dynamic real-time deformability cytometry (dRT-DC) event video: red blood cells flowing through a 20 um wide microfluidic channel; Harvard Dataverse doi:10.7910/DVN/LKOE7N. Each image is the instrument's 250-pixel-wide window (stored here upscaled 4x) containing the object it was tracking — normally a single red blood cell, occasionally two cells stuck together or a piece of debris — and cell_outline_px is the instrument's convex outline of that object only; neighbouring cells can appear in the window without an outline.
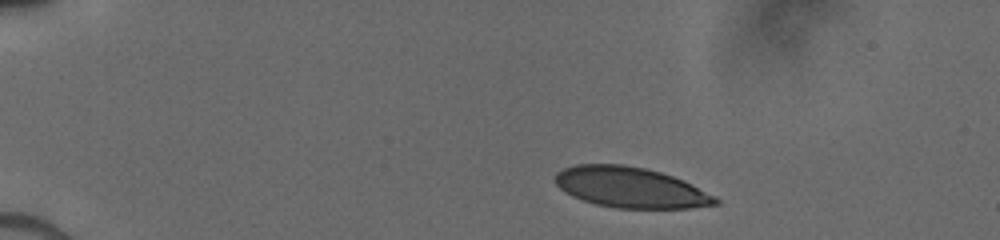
{"species": "human", "species_latin": "Homo sapiens", "temperature_condition": "cold", "stored_images_in_passage": 47, "camera_frame_rate_fps": 3000, "um_per_image_px": 0.085, "donor": {"sex": "male"}, "frame": {"image": 1, "passage_image": 1, "time_ms": 0.0, "image_size_px": [1000, 240], "cell_outline_px": [[720, 204], [688, 208], [616, 208], [596, 204], [572, 196], [564, 192], [556, 184], [556, 172], [564, 168], [576, 164], [624, 164], [644, 168], [660, 172], [684, 180], [716, 196], [720, 200]], "centroid_in_image_um": [53.61, 15.93], "position_along_channel_um": 31.4, "area_um2": 37.92}}
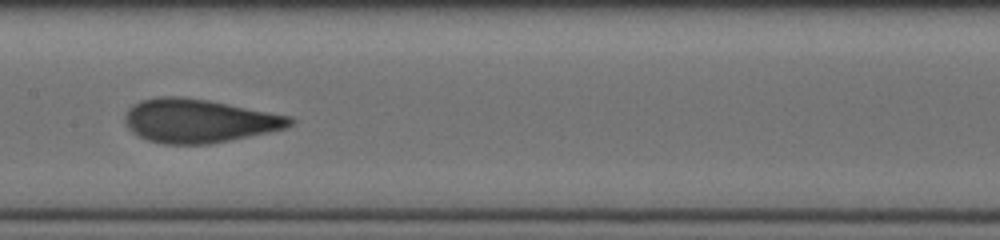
{"frame": {"image": 2, "passage_image": 24, "time_ms": 6.0, "image_size_px": [1000, 240], "cell_outline_px": [[296, 120], [288, 128], [208, 144], [164, 144], [148, 140], [132, 132], [128, 128], [124, 120], [124, 116], [128, 108], [132, 104], [144, 100], [160, 96], [176, 96], [208, 100], [292, 116]], "centroid_in_image_um": [16.9, 10.26], "position_along_channel_um": 190.5, "area_um2": 41.85}}
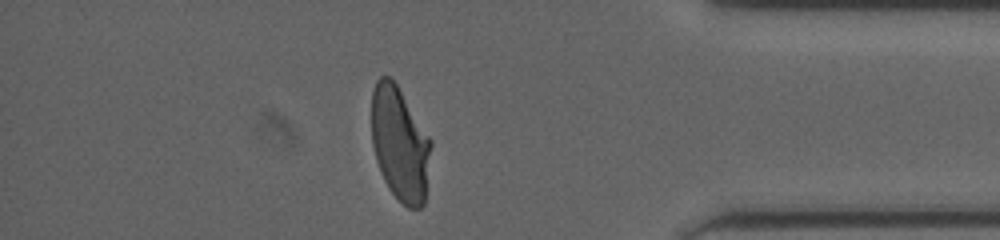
{"frame": {"image": 3, "passage_image": 41, "time_ms": 11.667, "image_size_px": [1000, 240], "cell_outline_px": [[432, 144], [424, 204], [420, 208], [408, 208], [388, 188], [384, 180], [376, 160], [372, 144], [372, 92], [376, 80], [380, 76], [392, 76], [432, 140]], "centroid_in_image_um": [33.99, 12.19], "position_along_channel_um": 401.2, "area_um2": 39.65}}